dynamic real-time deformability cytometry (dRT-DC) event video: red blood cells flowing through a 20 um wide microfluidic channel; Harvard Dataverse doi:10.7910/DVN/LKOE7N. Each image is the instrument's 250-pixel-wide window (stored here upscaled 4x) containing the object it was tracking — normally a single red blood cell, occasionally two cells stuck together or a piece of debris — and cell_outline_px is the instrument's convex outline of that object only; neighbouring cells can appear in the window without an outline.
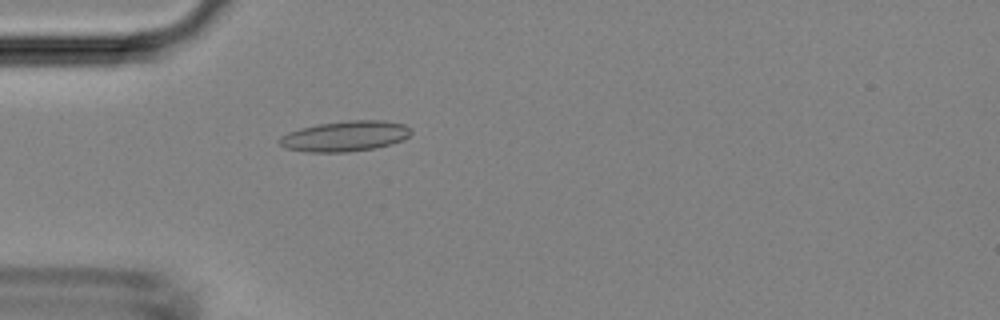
{"species": "Egyptian fruit bat (a non-hibernating species)", "species_latin": "Rousettus aegyptiacus", "temperature_condition": "room temperature", "stored_images_in_passage": 41, "camera_frame_rate_fps": 3000, "um_per_image_px": 0.085, "animal": {"sex": "female"}, "frame": {"image": 1, "passage_image": 7, "time_ms": 2.0, "image_size_px": [1000, 320], "cell_outline_px": [[412, 132], [404, 140], [392, 144], [376, 148], [348, 152], [304, 152], [284, 148], [280, 144], [280, 136], [288, 132], [300, 128], [320, 124], [348, 120], [384, 120], [404, 124], [412, 128]], "centroid_in_image_um": [29.36, 11.58], "position_along_channel_um": 55.6, "area_um2": 23.58}}
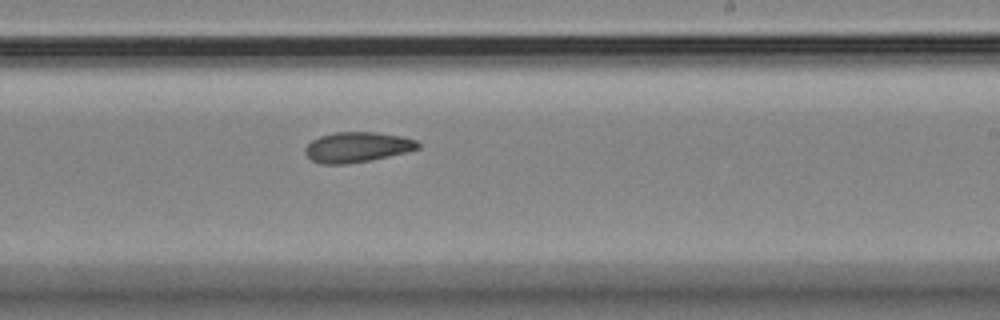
{"frame": {"image": 2, "passage_image": 22, "time_ms": 7.0, "image_size_px": [1000, 320], "cell_outline_px": [[420, 148], [372, 160], [348, 164], [320, 164], [312, 160], [304, 152], [304, 148], [312, 140], [320, 136], [336, 132], [376, 132], [400, 136], [416, 140], [420, 144]], "centroid_in_image_um": [30.34, 12.51], "position_along_channel_um": 258.7, "area_um2": 19.83}}
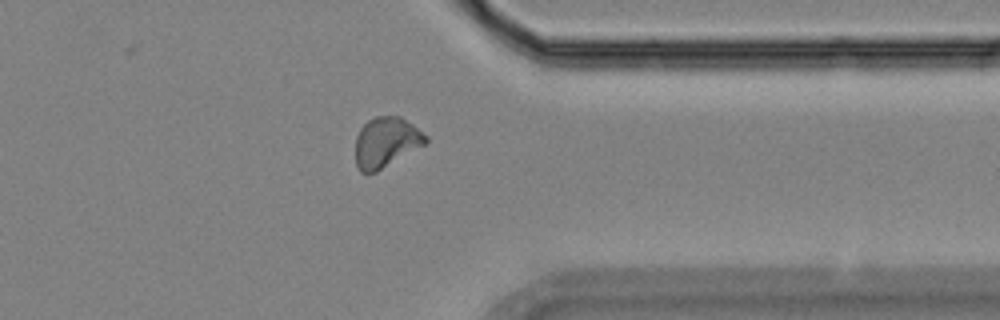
{"frame": {"image": 3, "passage_image": 31, "time_ms": 10.0, "image_size_px": [1000, 320], "cell_outline_px": [[428, 144], [376, 172], [368, 176], [360, 172], [356, 164], [356, 136], [360, 128], [368, 120], [376, 116], [400, 116], [412, 124], [428, 136]], "centroid_in_image_um": [32.83, 12.12], "position_along_channel_um": 378.6, "area_um2": 20.98}}